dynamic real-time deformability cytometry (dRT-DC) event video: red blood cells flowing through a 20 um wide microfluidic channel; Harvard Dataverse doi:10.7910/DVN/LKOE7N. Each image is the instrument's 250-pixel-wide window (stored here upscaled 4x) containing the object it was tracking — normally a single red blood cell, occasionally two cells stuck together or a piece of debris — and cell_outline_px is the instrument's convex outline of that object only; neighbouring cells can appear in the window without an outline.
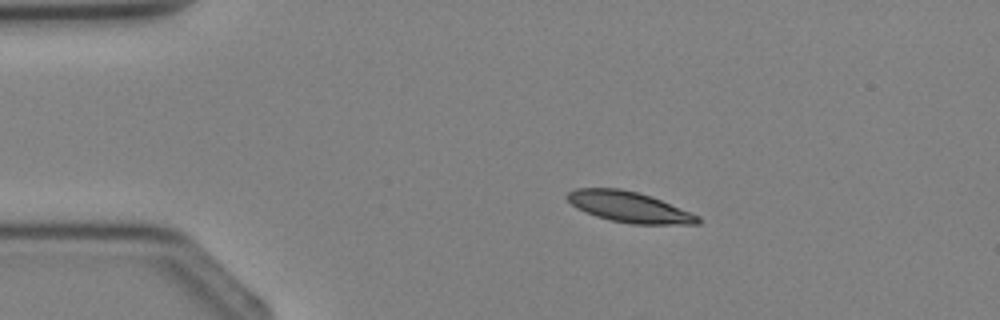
{"species": "Egyptian fruit bat (a non-hibernating species)", "species_latin": "Rousettus aegyptiacus", "temperature_condition": "cold", "stored_images_in_passage": 2, "camera_frame_rate_fps": 3000, "um_per_image_px": 0.085, "animal": {"sex": "female"}, "frame": {"image": 1, "passage_image": 1, "time_ms": 0.0, "image_size_px": [1000, 320], "cell_outline_px": [[700, 224], [632, 224], [612, 220], [596, 216], [576, 208], [564, 196], [568, 192], [576, 188], [620, 188], [652, 196], [700, 216]], "centroid_in_image_um": [53.47, 17.59], "position_along_channel_um": 31.5, "area_um2": 23.29}}